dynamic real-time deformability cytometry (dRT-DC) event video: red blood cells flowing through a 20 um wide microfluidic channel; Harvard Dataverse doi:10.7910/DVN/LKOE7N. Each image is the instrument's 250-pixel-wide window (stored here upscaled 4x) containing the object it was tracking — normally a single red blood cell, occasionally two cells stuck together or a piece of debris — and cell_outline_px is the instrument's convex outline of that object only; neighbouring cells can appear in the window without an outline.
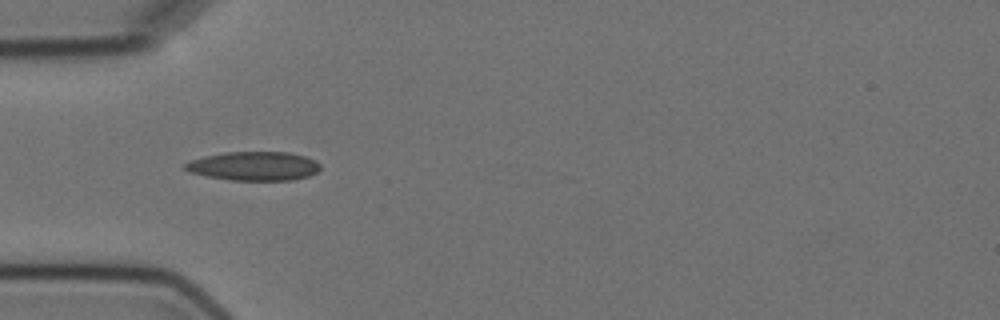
{"species": "Egyptian fruit bat (a non-hibernating species)", "species_latin": "Rousettus aegyptiacus", "temperature_condition": "cold", "stored_images_in_passage": 13, "camera_frame_rate_fps": 3000, "um_per_image_px": 0.085, "animal": {"sex": "female"}, "frame": {"image": 1, "passage_image": 4, "time_ms": 4.333, "image_size_px": [1000, 320], "cell_outline_px": [[320, 168], [316, 172], [308, 176], [292, 180], [228, 180], [188, 172], [184, 168], [184, 164], [192, 160], [204, 156], [224, 152], [288, 152], [304, 156], [316, 160], [320, 164]], "centroid_in_image_um": [21.58, 14.11], "position_along_channel_um": 63.4, "area_um2": 22.77}}
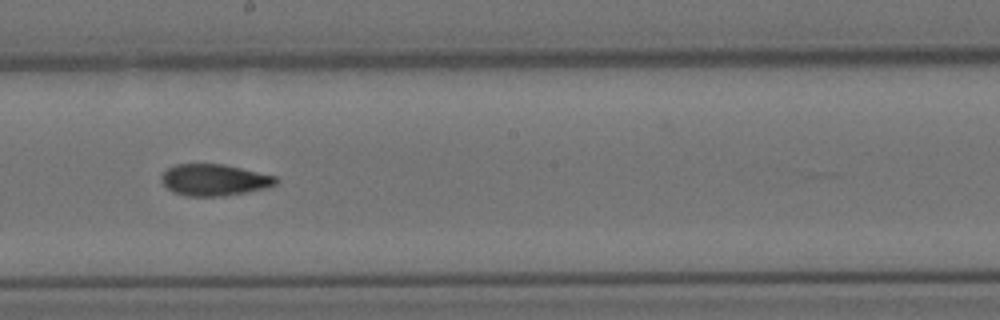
{"frame": {"image": 2, "passage_image": 8, "time_ms": 9.0, "image_size_px": [1000, 320], "cell_outline_px": [[276, 184], [264, 188], [224, 196], [188, 196], [172, 192], [160, 180], [160, 176], [168, 168], [176, 164], [224, 164], [276, 176]], "centroid_in_image_um": [18.17, 15.29], "position_along_channel_um": 230.0, "area_um2": 20.87}}
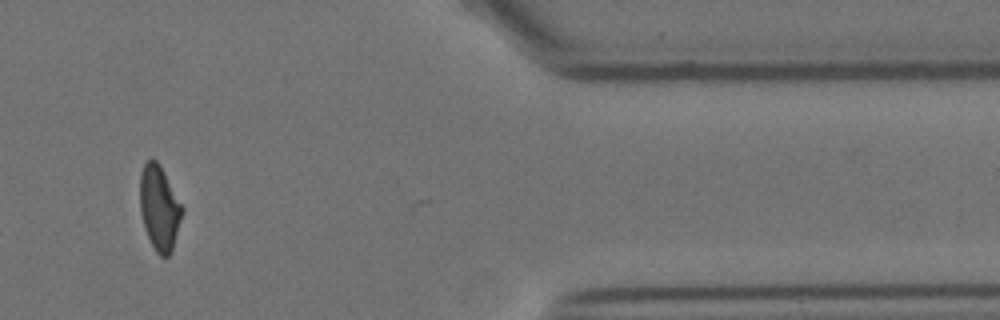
{"frame": {"image": 3, "passage_image": 12, "time_ms": 14.667, "image_size_px": [1000, 320], "cell_outline_px": [[184, 212], [172, 252], [168, 256], [160, 256], [156, 252], [148, 236], [140, 212], [140, 172], [144, 164], [148, 160], [156, 160], [184, 208]], "centroid_in_image_um": [13.56, 17.71], "position_along_channel_um": 397.8, "area_um2": 20.63}, "authors_computed_cell_mechanics": {"area_um2": 21.5594, "velocity_mm_per_s": 3.5855, "shape_relaxation_time_tau1_ms": null, "shape_relaxation_time_tau2_ms": 4.1015, "deformation_change_tau1": null, "deformation_change_tau2": 0.0856}}